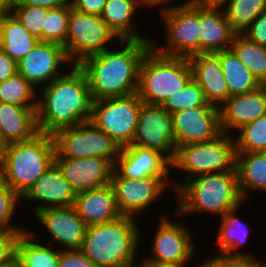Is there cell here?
Masks as SVG:
<instances>
[{"instance_id":"1","label":"cell","mask_w":266,"mask_h":267,"mask_svg":"<svg viewBox=\"0 0 266 267\" xmlns=\"http://www.w3.org/2000/svg\"><path fill=\"white\" fill-rule=\"evenodd\" d=\"M151 41L120 40L119 50L110 48L77 64L86 75L93 101L137 93L139 66Z\"/></svg>"},{"instance_id":"2","label":"cell","mask_w":266,"mask_h":267,"mask_svg":"<svg viewBox=\"0 0 266 267\" xmlns=\"http://www.w3.org/2000/svg\"><path fill=\"white\" fill-rule=\"evenodd\" d=\"M71 66L69 72L38 91L36 114L39 132L53 135L60 129L91 119L93 99L86 75L78 65Z\"/></svg>"},{"instance_id":"3","label":"cell","mask_w":266,"mask_h":267,"mask_svg":"<svg viewBox=\"0 0 266 267\" xmlns=\"http://www.w3.org/2000/svg\"><path fill=\"white\" fill-rule=\"evenodd\" d=\"M171 178L176 191L174 199L178 202L175 213L180 217L202 212L221 217L246 203L239 189L237 171L207 173L184 182Z\"/></svg>"},{"instance_id":"4","label":"cell","mask_w":266,"mask_h":267,"mask_svg":"<svg viewBox=\"0 0 266 267\" xmlns=\"http://www.w3.org/2000/svg\"><path fill=\"white\" fill-rule=\"evenodd\" d=\"M135 221L136 217L122 215L108 223L88 226L80 251L96 267L139 266L137 255L143 239Z\"/></svg>"},{"instance_id":"5","label":"cell","mask_w":266,"mask_h":267,"mask_svg":"<svg viewBox=\"0 0 266 267\" xmlns=\"http://www.w3.org/2000/svg\"><path fill=\"white\" fill-rule=\"evenodd\" d=\"M53 135L39 132L32 139L7 145L0 177L21 198L55 163Z\"/></svg>"},{"instance_id":"6","label":"cell","mask_w":266,"mask_h":267,"mask_svg":"<svg viewBox=\"0 0 266 267\" xmlns=\"http://www.w3.org/2000/svg\"><path fill=\"white\" fill-rule=\"evenodd\" d=\"M192 78L188 58L164 56L151 47L139 66L137 94L145 104L162 106Z\"/></svg>"},{"instance_id":"7","label":"cell","mask_w":266,"mask_h":267,"mask_svg":"<svg viewBox=\"0 0 266 267\" xmlns=\"http://www.w3.org/2000/svg\"><path fill=\"white\" fill-rule=\"evenodd\" d=\"M235 135L222 132L213 140L179 146L171 169L187 173L183 182L215 172L236 171Z\"/></svg>"},{"instance_id":"8","label":"cell","mask_w":266,"mask_h":267,"mask_svg":"<svg viewBox=\"0 0 266 267\" xmlns=\"http://www.w3.org/2000/svg\"><path fill=\"white\" fill-rule=\"evenodd\" d=\"M183 2L160 11L167 43L162 46L153 40L151 47L161 55L189 58L200 54L199 5L193 0Z\"/></svg>"},{"instance_id":"9","label":"cell","mask_w":266,"mask_h":267,"mask_svg":"<svg viewBox=\"0 0 266 267\" xmlns=\"http://www.w3.org/2000/svg\"><path fill=\"white\" fill-rule=\"evenodd\" d=\"M120 39L101 19V16L85 14L72 7L70 2L68 33L65 53L72 65L83 59L110 49L107 45ZM108 43V44H107Z\"/></svg>"},{"instance_id":"10","label":"cell","mask_w":266,"mask_h":267,"mask_svg":"<svg viewBox=\"0 0 266 267\" xmlns=\"http://www.w3.org/2000/svg\"><path fill=\"white\" fill-rule=\"evenodd\" d=\"M53 138L55 157H102L115 165L121 150L109 135L90 121L60 129Z\"/></svg>"},{"instance_id":"11","label":"cell","mask_w":266,"mask_h":267,"mask_svg":"<svg viewBox=\"0 0 266 267\" xmlns=\"http://www.w3.org/2000/svg\"><path fill=\"white\" fill-rule=\"evenodd\" d=\"M142 104L137 93L94 100L90 122L109 135L120 148L130 146Z\"/></svg>"},{"instance_id":"12","label":"cell","mask_w":266,"mask_h":267,"mask_svg":"<svg viewBox=\"0 0 266 267\" xmlns=\"http://www.w3.org/2000/svg\"><path fill=\"white\" fill-rule=\"evenodd\" d=\"M160 216V221L156 227V233L150 249V256L143 257L142 262H154L161 264L188 265L195 254L196 243L191 229L185 222L178 219V222L171 221L166 214ZM167 216V217H166ZM190 229V230H189Z\"/></svg>"},{"instance_id":"13","label":"cell","mask_w":266,"mask_h":267,"mask_svg":"<svg viewBox=\"0 0 266 267\" xmlns=\"http://www.w3.org/2000/svg\"><path fill=\"white\" fill-rule=\"evenodd\" d=\"M110 184L114 190L119 212L122 215L133 217H140L152 206V203L156 204L162 198L161 195L166 194L165 190L168 189V186L169 189L173 188L171 177L128 179L122 177L115 169Z\"/></svg>"},{"instance_id":"14","label":"cell","mask_w":266,"mask_h":267,"mask_svg":"<svg viewBox=\"0 0 266 267\" xmlns=\"http://www.w3.org/2000/svg\"><path fill=\"white\" fill-rule=\"evenodd\" d=\"M131 145L156 150L172 162L176 153L172 115L162 106L143 103Z\"/></svg>"},{"instance_id":"15","label":"cell","mask_w":266,"mask_h":267,"mask_svg":"<svg viewBox=\"0 0 266 267\" xmlns=\"http://www.w3.org/2000/svg\"><path fill=\"white\" fill-rule=\"evenodd\" d=\"M70 63L63 46L39 41L17 62V73L37 89L62 76L65 65Z\"/></svg>"},{"instance_id":"16","label":"cell","mask_w":266,"mask_h":267,"mask_svg":"<svg viewBox=\"0 0 266 267\" xmlns=\"http://www.w3.org/2000/svg\"><path fill=\"white\" fill-rule=\"evenodd\" d=\"M171 115L176 148L190 143L210 141L222 133L218 107H195Z\"/></svg>"},{"instance_id":"17","label":"cell","mask_w":266,"mask_h":267,"mask_svg":"<svg viewBox=\"0 0 266 267\" xmlns=\"http://www.w3.org/2000/svg\"><path fill=\"white\" fill-rule=\"evenodd\" d=\"M34 217L50 235L49 244L55 241L61 247L59 250L81 249L88 226L78 216L74 206L43 209Z\"/></svg>"},{"instance_id":"18","label":"cell","mask_w":266,"mask_h":267,"mask_svg":"<svg viewBox=\"0 0 266 267\" xmlns=\"http://www.w3.org/2000/svg\"><path fill=\"white\" fill-rule=\"evenodd\" d=\"M55 163L76 193L110 184L115 166L102 157H55Z\"/></svg>"},{"instance_id":"19","label":"cell","mask_w":266,"mask_h":267,"mask_svg":"<svg viewBox=\"0 0 266 267\" xmlns=\"http://www.w3.org/2000/svg\"><path fill=\"white\" fill-rule=\"evenodd\" d=\"M75 198L76 192L54 163L37 179L21 201L37 202L33 205L35 215L38 211L47 208L74 206Z\"/></svg>"},{"instance_id":"20","label":"cell","mask_w":266,"mask_h":267,"mask_svg":"<svg viewBox=\"0 0 266 267\" xmlns=\"http://www.w3.org/2000/svg\"><path fill=\"white\" fill-rule=\"evenodd\" d=\"M114 169L124 178L171 177V162L160 152L139 146L121 148Z\"/></svg>"},{"instance_id":"21","label":"cell","mask_w":266,"mask_h":267,"mask_svg":"<svg viewBox=\"0 0 266 267\" xmlns=\"http://www.w3.org/2000/svg\"><path fill=\"white\" fill-rule=\"evenodd\" d=\"M221 131L233 134L247 123L266 115V85L230 96L219 108Z\"/></svg>"},{"instance_id":"22","label":"cell","mask_w":266,"mask_h":267,"mask_svg":"<svg viewBox=\"0 0 266 267\" xmlns=\"http://www.w3.org/2000/svg\"><path fill=\"white\" fill-rule=\"evenodd\" d=\"M188 59L193 79L203 90L207 102L220 108L229 98V88L219 58L214 53H209L195 54Z\"/></svg>"},{"instance_id":"23","label":"cell","mask_w":266,"mask_h":267,"mask_svg":"<svg viewBox=\"0 0 266 267\" xmlns=\"http://www.w3.org/2000/svg\"><path fill=\"white\" fill-rule=\"evenodd\" d=\"M74 207L87 226L108 223L122 216L111 184L76 193Z\"/></svg>"},{"instance_id":"24","label":"cell","mask_w":266,"mask_h":267,"mask_svg":"<svg viewBox=\"0 0 266 267\" xmlns=\"http://www.w3.org/2000/svg\"><path fill=\"white\" fill-rule=\"evenodd\" d=\"M200 54L230 49L236 33L231 28L223 8L199 5Z\"/></svg>"},{"instance_id":"25","label":"cell","mask_w":266,"mask_h":267,"mask_svg":"<svg viewBox=\"0 0 266 267\" xmlns=\"http://www.w3.org/2000/svg\"><path fill=\"white\" fill-rule=\"evenodd\" d=\"M36 110L0 102V133L7 144L30 140L39 133Z\"/></svg>"},{"instance_id":"26","label":"cell","mask_w":266,"mask_h":267,"mask_svg":"<svg viewBox=\"0 0 266 267\" xmlns=\"http://www.w3.org/2000/svg\"><path fill=\"white\" fill-rule=\"evenodd\" d=\"M140 7L137 0H106L100 16L120 40L151 39L133 28V17Z\"/></svg>"},{"instance_id":"27","label":"cell","mask_w":266,"mask_h":267,"mask_svg":"<svg viewBox=\"0 0 266 267\" xmlns=\"http://www.w3.org/2000/svg\"><path fill=\"white\" fill-rule=\"evenodd\" d=\"M39 42L10 11L0 16V48L18 62Z\"/></svg>"},{"instance_id":"28","label":"cell","mask_w":266,"mask_h":267,"mask_svg":"<svg viewBox=\"0 0 266 267\" xmlns=\"http://www.w3.org/2000/svg\"><path fill=\"white\" fill-rule=\"evenodd\" d=\"M236 171L246 202L252 191L266 193V152L236 153Z\"/></svg>"},{"instance_id":"29","label":"cell","mask_w":266,"mask_h":267,"mask_svg":"<svg viewBox=\"0 0 266 267\" xmlns=\"http://www.w3.org/2000/svg\"><path fill=\"white\" fill-rule=\"evenodd\" d=\"M240 207L225 212L221 217L218 224V235L216 245L218 246L220 253L227 255H254L250 251L239 252V248L242 247L248 240V235L253 232L251 226H247L246 222L240 220L239 216ZM238 213V214H237ZM237 250V251H236Z\"/></svg>"},{"instance_id":"30","label":"cell","mask_w":266,"mask_h":267,"mask_svg":"<svg viewBox=\"0 0 266 267\" xmlns=\"http://www.w3.org/2000/svg\"><path fill=\"white\" fill-rule=\"evenodd\" d=\"M36 234L28 228L20 236L15 267H59V249L44 245L35 238Z\"/></svg>"},{"instance_id":"31","label":"cell","mask_w":266,"mask_h":267,"mask_svg":"<svg viewBox=\"0 0 266 267\" xmlns=\"http://www.w3.org/2000/svg\"><path fill=\"white\" fill-rule=\"evenodd\" d=\"M214 54L219 58L223 76L229 88V97L248 93L262 86L231 48Z\"/></svg>"},{"instance_id":"32","label":"cell","mask_w":266,"mask_h":267,"mask_svg":"<svg viewBox=\"0 0 266 267\" xmlns=\"http://www.w3.org/2000/svg\"><path fill=\"white\" fill-rule=\"evenodd\" d=\"M231 49L262 85H266V47L236 34Z\"/></svg>"},{"instance_id":"33","label":"cell","mask_w":266,"mask_h":267,"mask_svg":"<svg viewBox=\"0 0 266 267\" xmlns=\"http://www.w3.org/2000/svg\"><path fill=\"white\" fill-rule=\"evenodd\" d=\"M224 7L223 10L233 31L236 34H243L255 18L266 11V0H228Z\"/></svg>"},{"instance_id":"34","label":"cell","mask_w":266,"mask_h":267,"mask_svg":"<svg viewBox=\"0 0 266 267\" xmlns=\"http://www.w3.org/2000/svg\"><path fill=\"white\" fill-rule=\"evenodd\" d=\"M38 90L18 73L0 82V102L37 107Z\"/></svg>"},{"instance_id":"35","label":"cell","mask_w":266,"mask_h":267,"mask_svg":"<svg viewBox=\"0 0 266 267\" xmlns=\"http://www.w3.org/2000/svg\"><path fill=\"white\" fill-rule=\"evenodd\" d=\"M234 140L236 153L266 152V115L240 127Z\"/></svg>"},{"instance_id":"36","label":"cell","mask_w":266,"mask_h":267,"mask_svg":"<svg viewBox=\"0 0 266 267\" xmlns=\"http://www.w3.org/2000/svg\"><path fill=\"white\" fill-rule=\"evenodd\" d=\"M195 107L216 106L207 102L203 90L193 78L181 91L170 96L162 105L163 110L169 114Z\"/></svg>"},{"instance_id":"37","label":"cell","mask_w":266,"mask_h":267,"mask_svg":"<svg viewBox=\"0 0 266 267\" xmlns=\"http://www.w3.org/2000/svg\"><path fill=\"white\" fill-rule=\"evenodd\" d=\"M69 11L70 1L59 8L48 9L42 29V42L56 43L65 47L68 33Z\"/></svg>"},{"instance_id":"38","label":"cell","mask_w":266,"mask_h":267,"mask_svg":"<svg viewBox=\"0 0 266 267\" xmlns=\"http://www.w3.org/2000/svg\"><path fill=\"white\" fill-rule=\"evenodd\" d=\"M21 203V197L0 177V230L28 229L13 223L14 212Z\"/></svg>"},{"instance_id":"39","label":"cell","mask_w":266,"mask_h":267,"mask_svg":"<svg viewBox=\"0 0 266 267\" xmlns=\"http://www.w3.org/2000/svg\"><path fill=\"white\" fill-rule=\"evenodd\" d=\"M11 12L30 34L42 41V29L48 12L47 8L12 4Z\"/></svg>"},{"instance_id":"40","label":"cell","mask_w":266,"mask_h":267,"mask_svg":"<svg viewBox=\"0 0 266 267\" xmlns=\"http://www.w3.org/2000/svg\"><path fill=\"white\" fill-rule=\"evenodd\" d=\"M201 267H266L256 255H227L219 253L201 262Z\"/></svg>"},{"instance_id":"41","label":"cell","mask_w":266,"mask_h":267,"mask_svg":"<svg viewBox=\"0 0 266 267\" xmlns=\"http://www.w3.org/2000/svg\"><path fill=\"white\" fill-rule=\"evenodd\" d=\"M27 230H0V267H14L17 243Z\"/></svg>"},{"instance_id":"42","label":"cell","mask_w":266,"mask_h":267,"mask_svg":"<svg viewBox=\"0 0 266 267\" xmlns=\"http://www.w3.org/2000/svg\"><path fill=\"white\" fill-rule=\"evenodd\" d=\"M242 35L250 41L266 47V11L259 14Z\"/></svg>"},{"instance_id":"43","label":"cell","mask_w":266,"mask_h":267,"mask_svg":"<svg viewBox=\"0 0 266 267\" xmlns=\"http://www.w3.org/2000/svg\"><path fill=\"white\" fill-rule=\"evenodd\" d=\"M59 267H96L80 250H59Z\"/></svg>"},{"instance_id":"44","label":"cell","mask_w":266,"mask_h":267,"mask_svg":"<svg viewBox=\"0 0 266 267\" xmlns=\"http://www.w3.org/2000/svg\"><path fill=\"white\" fill-rule=\"evenodd\" d=\"M70 2L72 7L79 12L100 16L106 0H70Z\"/></svg>"},{"instance_id":"45","label":"cell","mask_w":266,"mask_h":267,"mask_svg":"<svg viewBox=\"0 0 266 267\" xmlns=\"http://www.w3.org/2000/svg\"><path fill=\"white\" fill-rule=\"evenodd\" d=\"M17 74V62L0 48V82Z\"/></svg>"},{"instance_id":"46","label":"cell","mask_w":266,"mask_h":267,"mask_svg":"<svg viewBox=\"0 0 266 267\" xmlns=\"http://www.w3.org/2000/svg\"><path fill=\"white\" fill-rule=\"evenodd\" d=\"M69 1L70 0H13L12 4L40 6L47 9H54L66 5Z\"/></svg>"},{"instance_id":"47","label":"cell","mask_w":266,"mask_h":267,"mask_svg":"<svg viewBox=\"0 0 266 267\" xmlns=\"http://www.w3.org/2000/svg\"><path fill=\"white\" fill-rule=\"evenodd\" d=\"M170 1L173 0H137V2L139 3L140 6H142V8L145 6H147L148 8H155L156 6L158 7V5H163V7L161 6L159 11H163L168 9L170 6H172L171 4L168 5L170 3ZM169 2V3H168Z\"/></svg>"},{"instance_id":"48","label":"cell","mask_w":266,"mask_h":267,"mask_svg":"<svg viewBox=\"0 0 266 267\" xmlns=\"http://www.w3.org/2000/svg\"><path fill=\"white\" fill-rule=\"evenodd\" d=\"M196 4L203 7L223 8L228 0H193Z\"/></svg>"},{"instance_id":"49","label":"cell","mask_w":266,"mask_h":267,"mask_svg":"<svg viewBox=\"0 0 266 267\" xmlns=\"http://www.w3.org/2000/svg\"><path fill=\"white\" fill-rule=\"evenodd\" d=\"M140 265L142 267H187V265H173V264H161V263H154V262H140ZM193 267H201L200 264H197L196 266L193 265Z\"/></svg>"},{"instance_id":"50","label":"cell","mask_w":266,"mask_h":267,"mask_svg":"<svg viewBox=\"0 0 266 267\" xmlns=\"http://www.w3.org/2000/svg\"><path fill=\"white\" fill-rule=\"evenodd\" d=\"M13 0H0V16L11 11Z\"/></svg>"},{"instance_id":"51","label":"cell","mask_w":266,"mask_h":267,"mask_svg":"<svg viewBox=\"0 0 266 267\" xmlns=\"http://www.w3.org/2000/svg\"><path fill=\"white\" fill-rule=\"evenodd\" d=\"M7 145L8 144L4 141L2 134L0 133V166H1L3 158L5 156Z\"/></svg>"}]
</instances>
